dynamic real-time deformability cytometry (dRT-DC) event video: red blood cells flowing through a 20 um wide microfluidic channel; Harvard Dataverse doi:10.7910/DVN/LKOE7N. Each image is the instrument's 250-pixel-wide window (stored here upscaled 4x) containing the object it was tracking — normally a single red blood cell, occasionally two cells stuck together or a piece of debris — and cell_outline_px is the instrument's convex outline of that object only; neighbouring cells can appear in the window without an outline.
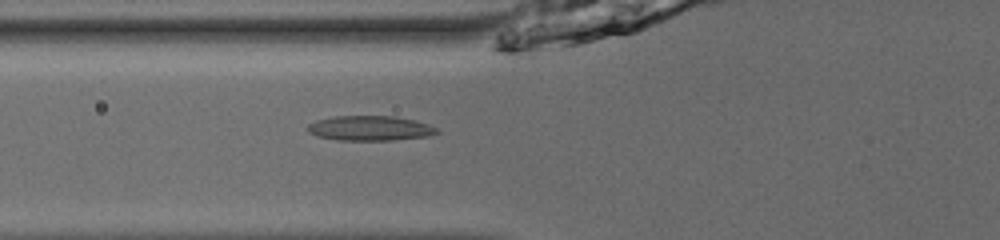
{"species": "common noctule bat (a hibernating species)", "species_latin": "Nyctalus noctula", "temperature_condition": "room temperature", "stored_images_in_passage": 53, "camera_frame_rate_fps": 3000, "um_per_image_px": 0.085, "animal": {"sex": "male", "body_mass_g": 13.0, "forearm_length_mm": 53.1}, "frame": {"image": 1, "passage_image": 22, "time_ms": 7.0, "image_size_px": [1000, 240], "cell_outline_px": [[440, 132], [428, 136], [392, 140], [336, 140], [316, 136], [308, 132], [308, 124], [316, 120], [332, 116], [396, 116], [428, 124], [436, 128]], "centroid_in_image_um": [31.41, 10.9], "position_along_channel_um": 94.4, "area_um2": 18.73}}
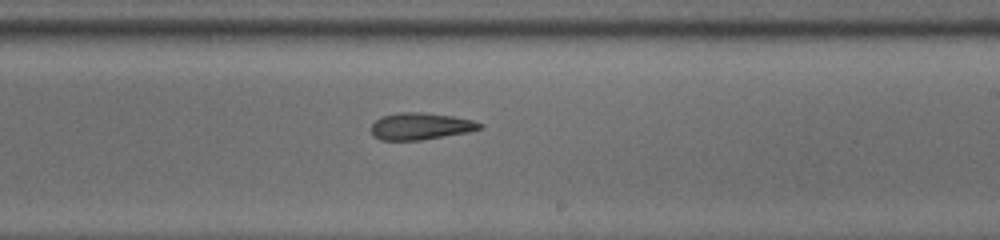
{"frame": {"image": 2, "passage_image": 34, "time_ms": 11.0, "image_size_px": [1000, 240], "cell_outline_px": [[484, 128], [468, 132], [420, 140], [380, 140], [372, 136], [372, 124], [380, 116], [396, 112], [420, 112], [452, 116], [472, 120], [484, 124]], "centroid_in_image_um": [35.74, 10.72], "position_along_channel_um": 253.3, "area_um2": 17.11}}
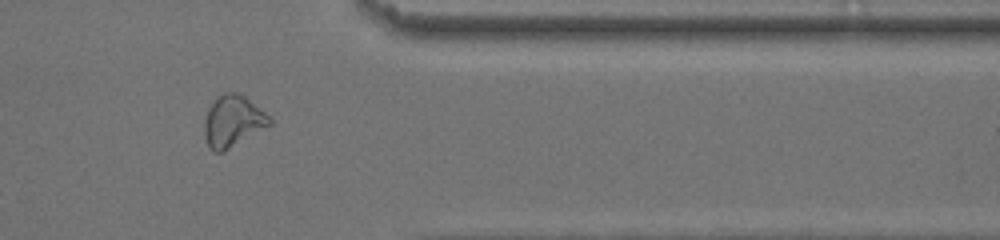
{"frame": {"image": 3, "passage_image": 45, "time_ms": 14.667, "image_size_px": [1000, 240], "cell_outline_px": [[272, 124], [220, 152], [212, 152], [208, 148], [204, 136], [204, 120], [208, 108], [212, 100], [216, 96], [224, 92], [236, 92], [244, 96], [272, 116]], "centroid_in_image_um": [19.77, 10.27], "position_along_channel_um": 391.6, "area_um2": 19.65}, "authors_computed_cell_mechanics": {"area_um2": 18.3804, "velocity_mm_per_s": 3.9541, "shape_relaxation_time_tau1_ms": null, "shape_relaxation_time_tau2_ms": 4.5261, "deformation_change_tau1": null, "deformation_change_tau2": 0.1234}}